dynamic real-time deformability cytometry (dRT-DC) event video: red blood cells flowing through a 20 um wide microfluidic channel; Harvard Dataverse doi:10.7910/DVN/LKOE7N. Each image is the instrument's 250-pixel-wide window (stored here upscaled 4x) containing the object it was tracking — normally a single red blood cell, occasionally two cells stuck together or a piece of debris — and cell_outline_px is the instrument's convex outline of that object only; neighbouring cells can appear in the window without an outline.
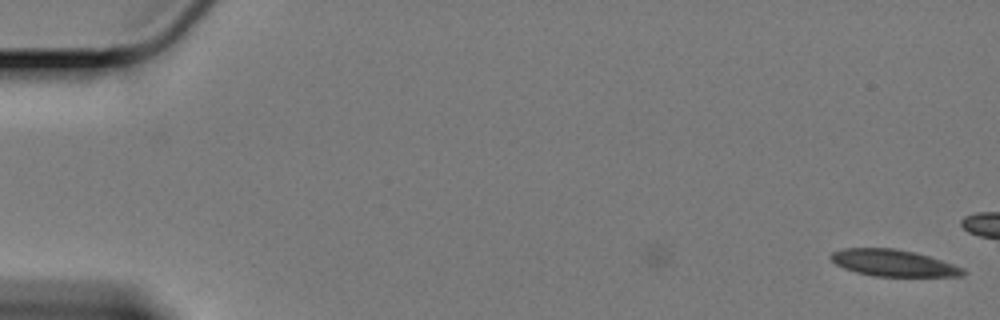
{"species": "Egyptian fruit bat (a non-hibernating species)", "species_latin": "Rousettus aegyptiacus", "temperature_condition": "cold", "stored_images_in_passage": 16, "camera_frame_rate_fps": 3000, "um_per_image_px": 0.085, "animal": {"sex": "female"}, "frame": {"image": 1, "passage_image": 16, "time_ms": 5.0, "image_size_px": [1000, 320], "cell_outline_px": [[968, 272], [964, 276], [872, 276], [856, 272], [844, 268], [836, 264], [828, 256], [832, 252], [844, 248], [892, 248], [912, 252], [928, 256], [964, 268]], "centroid_in_image_um": [75.92, 22.36], "position_along_channel_um": 9.1, "area_um2": 20.4}}